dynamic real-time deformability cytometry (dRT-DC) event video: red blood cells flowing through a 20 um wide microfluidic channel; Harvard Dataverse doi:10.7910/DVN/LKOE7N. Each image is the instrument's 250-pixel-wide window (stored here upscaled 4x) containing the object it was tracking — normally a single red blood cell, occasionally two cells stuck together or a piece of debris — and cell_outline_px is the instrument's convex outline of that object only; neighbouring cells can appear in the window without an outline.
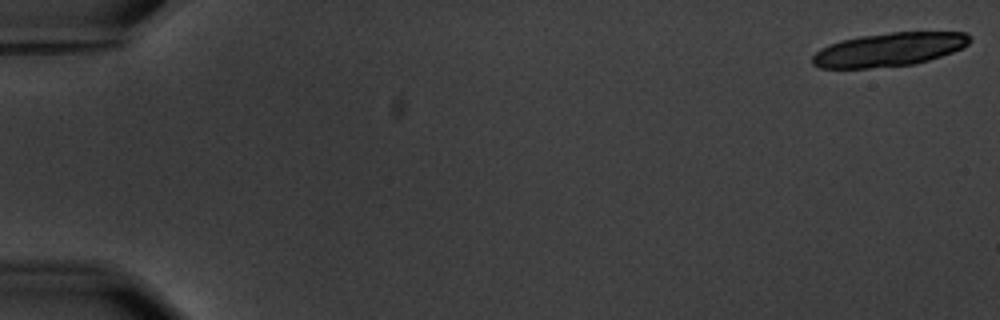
{"species": "common noctule bat (a hibernating species)", "species_latin": "Nyctalus noctula", "temperature_condition": "warm", "stored_images_in_passage": 3, "camera_frame_rate_fps": 3000, "um_per_image_px": 0.085, "animal": {"sex": "male", "body_mass_g": 20.1, "forearm_length_mm": 53.5}, "frame": {"image": 1, "passage_image": 1, "time_ms": 0.0, "image_size_px": [1000, 320], "cell_outline_px": [[972, 40], [964, 48], [916, 64], [868, 68], [820, 68], [812, 64], [812, 56], [820, 48], [840, 40], [860, 36], [892, 32], [964, 32], [972, 36]], "centroid_in_image_um": [75.58, 4.21], "position_along_channel_um": 9.4, "area_um2": 30.92}}